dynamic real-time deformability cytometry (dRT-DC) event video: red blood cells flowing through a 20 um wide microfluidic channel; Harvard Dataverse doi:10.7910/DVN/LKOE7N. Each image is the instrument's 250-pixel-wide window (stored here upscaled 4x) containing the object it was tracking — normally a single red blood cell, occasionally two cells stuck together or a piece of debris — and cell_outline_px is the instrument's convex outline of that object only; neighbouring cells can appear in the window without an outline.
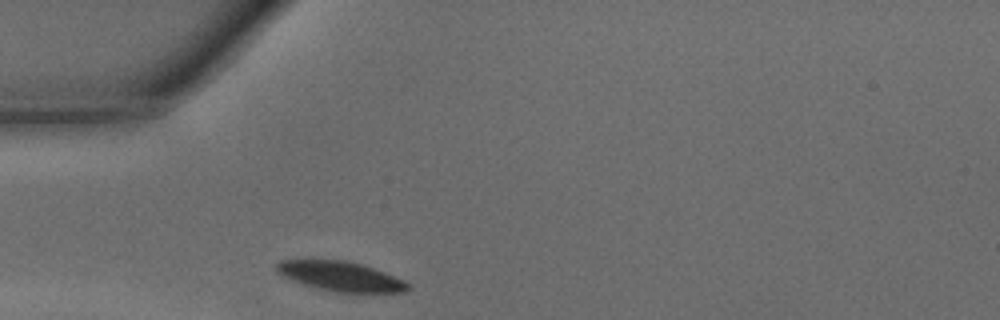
{"species": "common noctule bat (a hibernating species)", "species_latin": "Nyctalus noctula", "temperature_condition": "warm", "stored_images_in_passage": 24, "camera_frame_rate_fps": 3000, "um_per_image_px": 0.085, "animal": {"sex": "male", "body_mass_g": 15.6}, "frame": {"image": 1, "passage_image": 1, "time_ms": 0.0, "image_size_px": [1000, 320], "cell_outline_px": [[412, 288], [404, 292], [336, 292], [304, 284], [292, 280], [276, 272], [276, 264], [280, 260], [344, 260], [360, 264], [384, 272], [404, 280]], "centroid_in_image_um": [28.95, 23.48], "position_along_channel_um": 56.0, "area_um2": 22.31}}
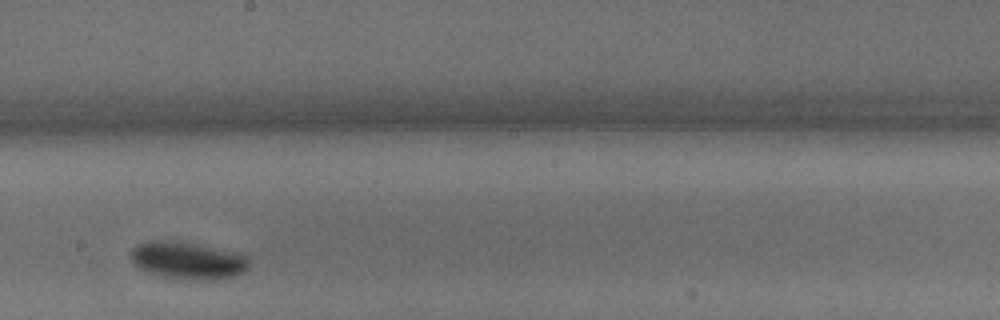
{"frame": {"image": 2, "passage_image": 14, "time_ms": 4.333, "image_size_px": [1000, 320], "cell_outline_px": [[248, 268], [244, 272], [236, 276], [216, 280], [180, 280], [164, 276], [140, 268], [132, 260], [132, 248], [140, 244], [156, 240], [192, 244], [232, 252], [248, 256]], "centroid_in_image_um": [16.01, 22.18], "position_along_channel_um": 232.2, "area_um2": 25.03}}
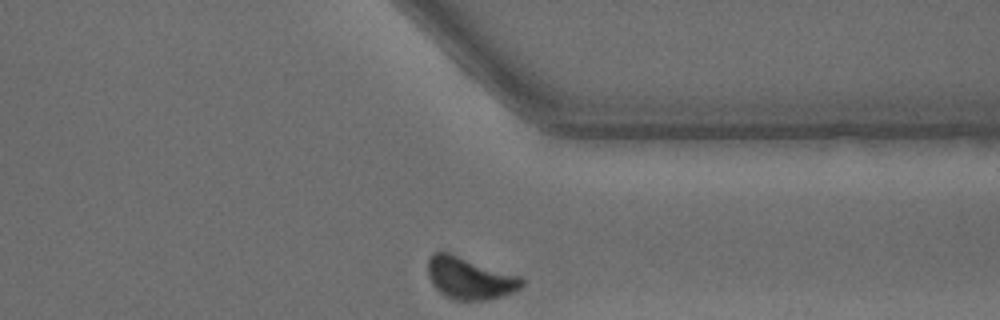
{"frame": {"image": 3, "passage_image": 24, "time_ms": 7.667, "image_size_px": [1000, 320], "cell_outline_px": [[524, 284], [520, 288], [512, 292], [488, 300], [456, 300], [444, 296], [432, 284], [428, 276], [428, 260], [436, 252], [448, 252], [520, 276], [524, 280]], "centroid_in_image_um": [39.92, 23.66], "position_along_channel_um": 371.5, "area_um2": 22.77}, "authors_computed_cell_mechanics": {"area_um2": 24.1893, "velocity_mm_per_s": 4.2199, "shape_relaxation_time_tau1_ms": 2.2621, "shape_relaxation_time_tau2_ms": null, "deformation_change_tau1": 0.1318, "deformation_change_tau2": null}}